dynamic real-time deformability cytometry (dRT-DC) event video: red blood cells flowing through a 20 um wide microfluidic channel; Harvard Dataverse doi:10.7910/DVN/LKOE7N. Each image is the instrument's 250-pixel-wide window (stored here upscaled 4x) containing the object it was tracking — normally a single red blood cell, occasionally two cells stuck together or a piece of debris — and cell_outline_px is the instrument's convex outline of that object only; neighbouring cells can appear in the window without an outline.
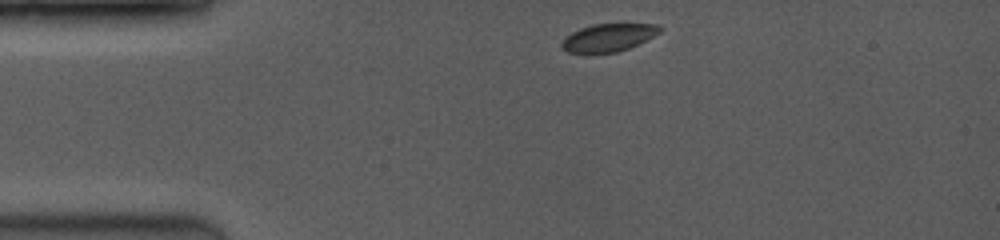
{"species": "common noctule bat (a hibernating species)", "species_latin": "Nyctalus noctula", "temperature_condition": "room temperature", "stored_images_in_passage": 34, "camera_frame_rate_fps": 3500, "um_per_image_px": 0.085, "animal": {"sex": "female", "body_mass_g": 19.0, "forearm_length_mm": 53.3}, "frame": {"image": 1, "passage_image": 1, "time_ms": 0.0, "image_size_px": [1000, 240], "cell_outline_px": [[664, 28], [660, 32], [628, 48], [616, 52], [568, 52], [560, 44], [572, 32], [580, 28], [592, 24], [656, 24]], "centroid_in_image_um": [51.73, 3.17], "position_along_channel_um": 33.3, "area_um2": 15.37}}
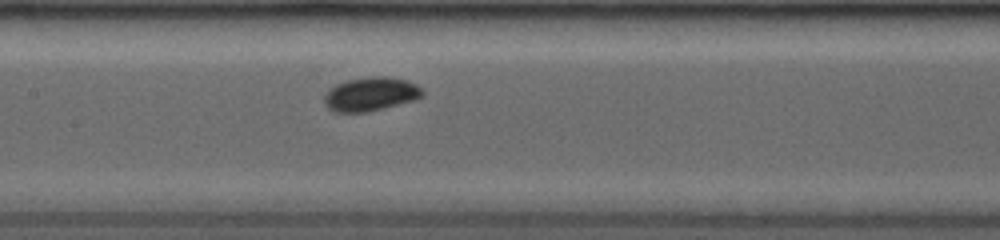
{"frame": {"image": 2, "passage_image": 14, "time_ms": 4.571, "image_size_px": [1000, 240], "cell_outline_px": [[424, 96], [412, 100], [384, 108], [368, 112], [332, 112], [324, 104], [324, 96], [336, 84], [348, 80], [368, 76], [388, 76], [408, 80], [416, 84], [424, 92]], "centroid_in_image_um": [31.51, 7.99], "position_along_channel_um": 175.9, "area_um2": 19.36}}
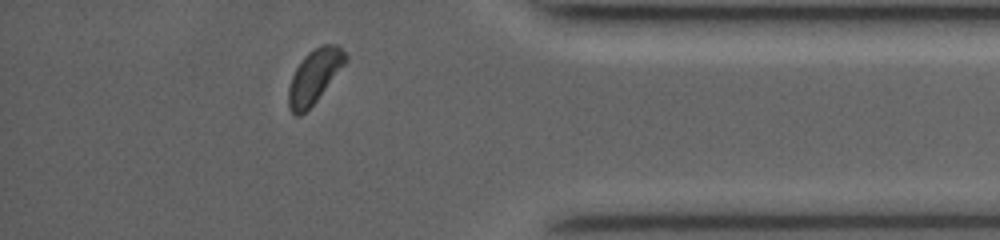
{"frame": {"image": 3, "passage_image": 31, "time_ms": 10.571, "image_size_px": [1000, 240], "cell_outline_px": [[348, 60], [316, 100], [300, 116], [296, 116], [288, 108], [288, 88], [292, 76], [296, 68], [304, 56], [312, 48], [320, 44], [336, 44], [348, 56]], "centroid_in_image_um": [26.71, 6.46], "position_along_channel_um": 408.5, "area_um2": 17.69}, "authors_computed_cell_mechanics": {"area_um2": 17.8602, "velocity_mm_per_s": 4.0857, "shape_relaxation_time_tau1_ms": 1.027, "shape_relaxation_time_tau2_ms": null, "deformation_change_tau1": 0.0414, "deformation_change_tau2": null}}